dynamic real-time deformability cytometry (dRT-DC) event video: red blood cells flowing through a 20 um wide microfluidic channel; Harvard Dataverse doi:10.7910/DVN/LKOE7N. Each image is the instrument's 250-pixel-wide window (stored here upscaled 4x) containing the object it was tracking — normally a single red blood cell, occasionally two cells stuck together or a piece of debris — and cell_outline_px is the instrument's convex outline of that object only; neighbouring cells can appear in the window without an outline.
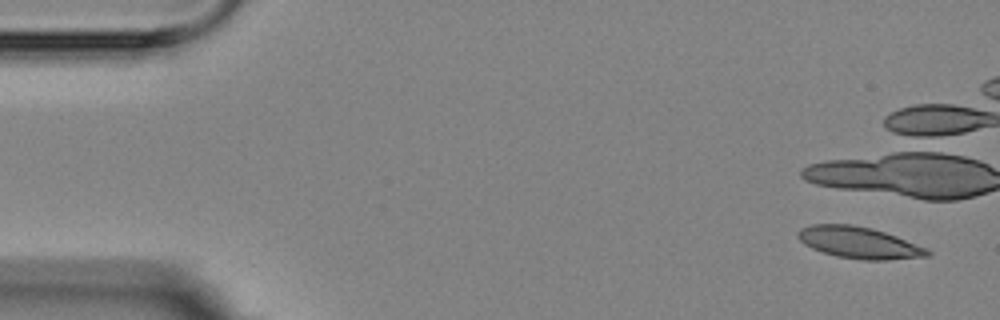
{"species": "Egyptian fruit bat (a non-hibernating species)", "species_latin": "Rousettus aegyptiacus", "temperature_condition": "room temperature", "stored_images_in_passage": 7, "camera_frame_rate_fps": 3000, "um_per_image_px": 0.085, "animal": {"sex": "female"}, "frame": {"image": 1, "passage_image": 1, "time_ms": 0.0, "image_size_px": [1000, 320], "cell_outline_px": [[932, 252], [928, 256], [884, 260], [864, 260], [836, 256], [812, 248], [804, 244], [796, 236], [796, 232], [800, 228], [812, 224], [852, 224], [872, 228], [896, 236], [928, 248]], "centroid_in_image_um": [73.0, 20.61], "position_along_channel_um": 12.0, "area_um2": 23.87}}